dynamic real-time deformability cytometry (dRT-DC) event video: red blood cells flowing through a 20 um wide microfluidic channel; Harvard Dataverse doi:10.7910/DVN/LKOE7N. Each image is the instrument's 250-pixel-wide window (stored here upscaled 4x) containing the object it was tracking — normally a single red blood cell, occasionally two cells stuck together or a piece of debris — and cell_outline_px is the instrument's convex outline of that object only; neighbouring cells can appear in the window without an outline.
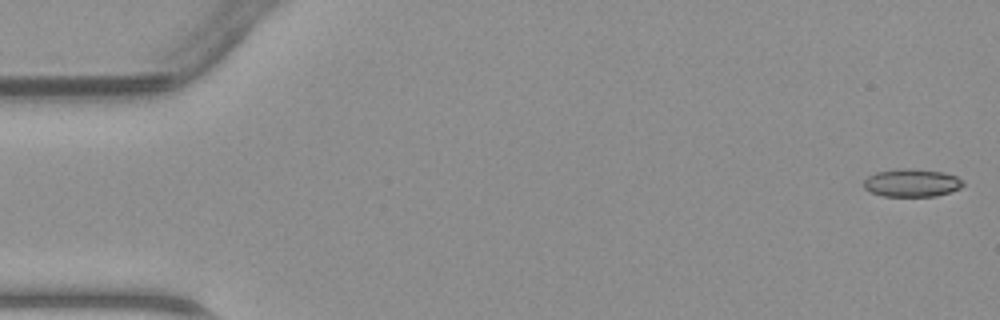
{"species": "common noctule bat (a hibernating species)", "species_latin": "Nyctalus noctula", "temperature_condition": "warm", "stored_images_in_passage": 47, "camera_frame_rate_fps": 3000, "um_per_image_px": 0.085, "animal": {"sex": "male", "body_mass_g": 23.1, "forearm_length_mm": 52.7}, "frame": {"image": 1, "passage_image": 1, "time_ms": 0.0, "image_size_px": [1000, 320], "cell_outline_px": [[964, 184], [960, 188], [936, 196], [884, 196], [872, 192], [864, 188], [864, 180], [868, 176], [876, 172], [900, 168], [912, 168], [944, 172], [956, 176], [964, 180]], "centroid_in_image_um": [77.52, 15.53], "position_along_channel_um": 7.5, "area_um2": 16.18}}
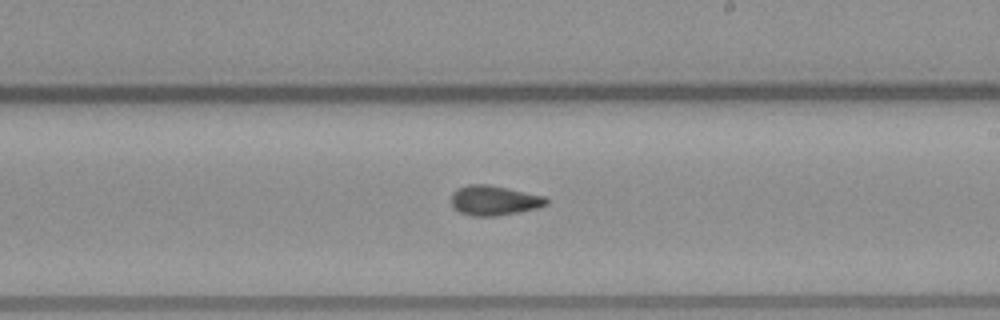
{"frame": {"image": 2, "passage_image": 27, "time_ms": 8.667, "image_size_px": [1000, 320], "cell_outline_px": [[548, 204], [540, 208], [496, 216], [472, 216], [460, 212], [452, 204], [452, 192], [456, 188], [468, 184], [488, 184], [508, 188], [544, 196], [548, 200]], "centroid_in_image_um": [42.01, 17.03], "position_along_channel_um": 247.0, "area_um2": 16.59}}
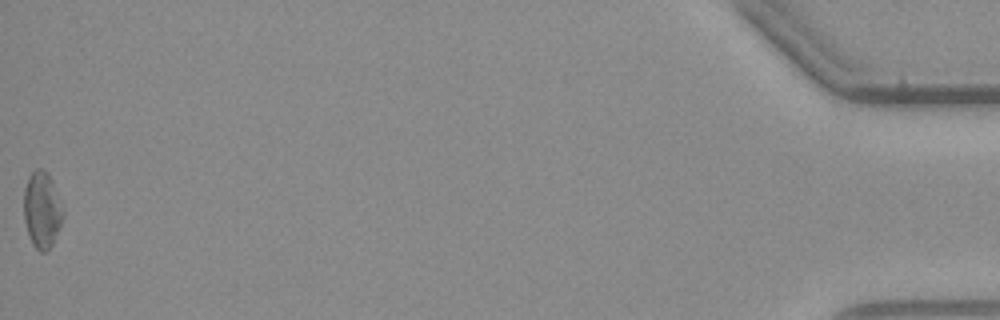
{"frame": {"image": 3, "passage_image": 47, "time_ms": 15.333, "image_size_px": [1000, 320], "cell_outline_px": [[64, 216], [60, 228], [52, 244], [44, 252], [40, 252], [32, 244], [28, 236], [24, 220], [24, 188], [28, 176], [36, 168], [44, 168], [48, 172], [52, 180], [64, 208]], "centroid_in_image_um": [3.58, 17.81], "position_along_channel_um": 431.6, "area_um2": 17.8}}